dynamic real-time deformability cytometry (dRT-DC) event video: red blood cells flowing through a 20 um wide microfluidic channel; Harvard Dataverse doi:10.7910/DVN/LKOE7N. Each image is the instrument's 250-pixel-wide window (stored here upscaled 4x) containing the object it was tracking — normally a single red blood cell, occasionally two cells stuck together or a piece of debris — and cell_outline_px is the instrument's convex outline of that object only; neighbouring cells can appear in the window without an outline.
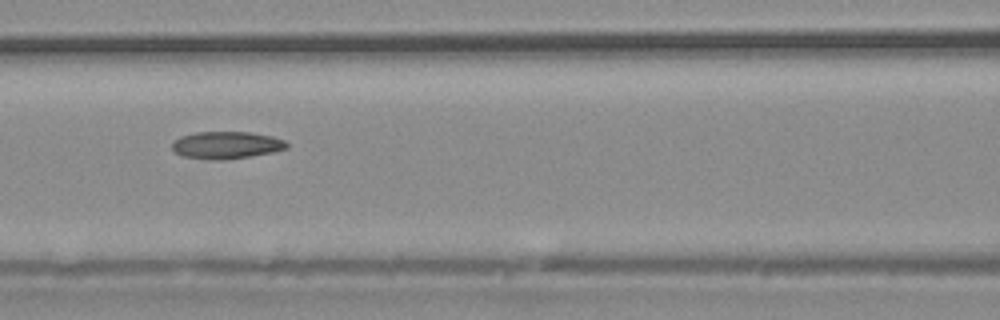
{"species": "common noctule bat (a hibernating species)", "species_latin": "Nyctalus noctula", "temperature_condition": "warm", "stored_images_in_passage": 20, "camera_frame_rate_fps": 3000, "um_per_image_px": 0.085, "animal": {"sex": "male", "body_mass_g": 20.4}, "frame": {"image": 1, "passage_image": 7, "time_ms": 2.0, "image_size_px": [1000, 320], "cell_outline_px": [[288, 148], [272, 152], [224, 160], [208, 160], [184, 156], [176, 152], [172, 148], [172, 144], [180, 136], [196, 132], [248, 132], [272, 136], [284, 140], [288, 144]], "centroid_in_image_um": [19.24, 12.33], "position_along_channel_um": 147.4, "area_um2": 18.09}}
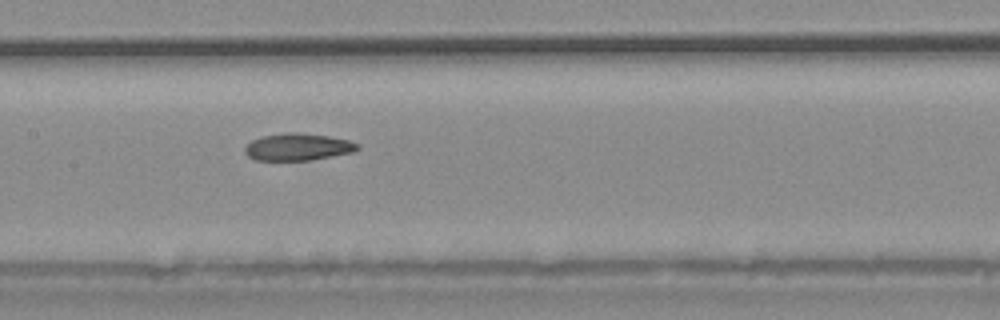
{"frame": {"image": 2, "passage_image": 9, "time_ms": 2.667, "image_size_px": [1000, 320], "cell_outline_px": [[360, 148], [352, 152], [312, 160], [256, 160], [248, 156], [244, 152], [244, 148], [252, 140], [264, 136], [288, 132], [296, 132], [328, 136], [348, 140], [360, 144]], "centroid_in_image_um": [25.33, 12.49], "position_along_channel_um": 182.1, "area_um2": 17.69}}
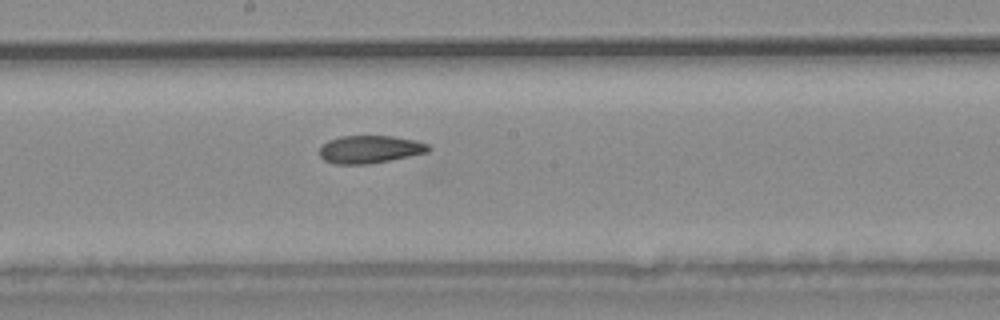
{"frame": {"image": 3, "passage_image": 11, "time_ms": 3.333, "image_size_px": [1000, 320], "cell_outline_px": [[432, 148], [428, 152], [368, 164], [332, 164], [324, 160], [320, 156], [320, 148], [328, 140], [340, 136], [392, 136], [416, 140], [428, 144]], "centroid_in_image_um": [31.43, 12.69], "position_along_channel_um": 216.8, "area_um2": 17.57}}